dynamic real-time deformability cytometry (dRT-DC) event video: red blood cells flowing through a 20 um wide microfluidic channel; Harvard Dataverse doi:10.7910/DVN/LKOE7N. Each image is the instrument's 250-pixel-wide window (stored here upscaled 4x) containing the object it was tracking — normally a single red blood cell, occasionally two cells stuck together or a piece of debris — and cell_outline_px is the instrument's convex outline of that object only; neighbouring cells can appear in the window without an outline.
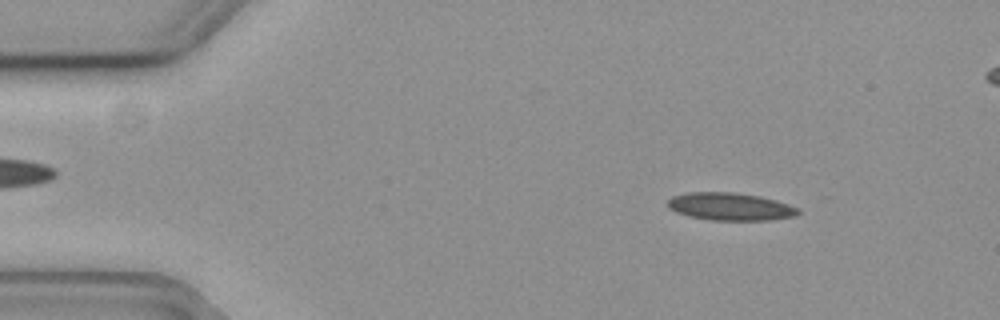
{"species": "common noctule bat (a hibernating species)", "species_latin": "Nyctalus noctula", "temperature_condition": "cold", "stored_images_in_passage": 50, "camera_frame_rate_fps": 3000, "um_per_image_px": 0.085, "animal": {"sex": "female", "body_mass_g": 19.3, "forearm_length_mm": 54.1}, "frame": {"image": 1, "passage_image": 3, "time_ms": 0.667, "image_size_px": [1000, 320], "cell_outline_px": [[800, 212], [792, 216], [768, 220], [712, 220], [688, 216], [676, 212], [668, 208], [668, 200], [672, 196], [688, 192], [736, 192], [760, 196], [776, 200], [788, 204], [796, 208]], "centroid_in_image_um": [62.02, 17.55], "position_along_channel_um": 23.0, "area_um2": 20.92}}
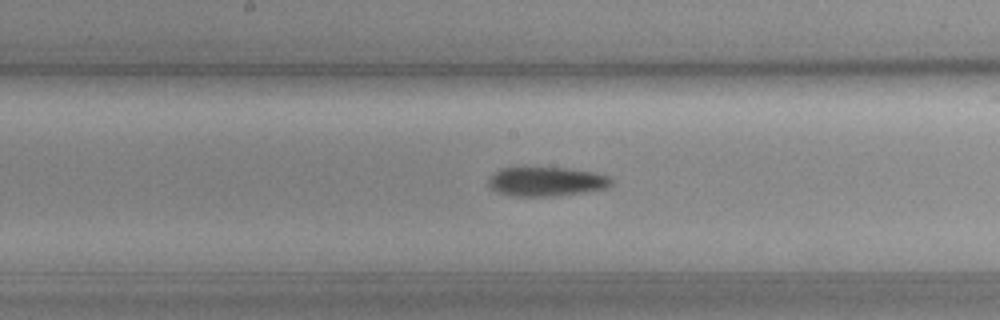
{"frame": {"image": 2, "passage_image": 24, "time_ms": 7.667, "image_size_px": [1000, 320], "cell_outline_px": [[612, 184], [604, 188], [580, 192], [548, 196], [512, 196], [500, 192], [492, 188], [488, 184], [488, 180], [500, 168], [568, 168], [592, 172], [608, 176], [612, 180]], "centroid_in_image_um": [46.43, 15.42], "position_along_channel_um": 201.8, "area_um2": 20.35}}
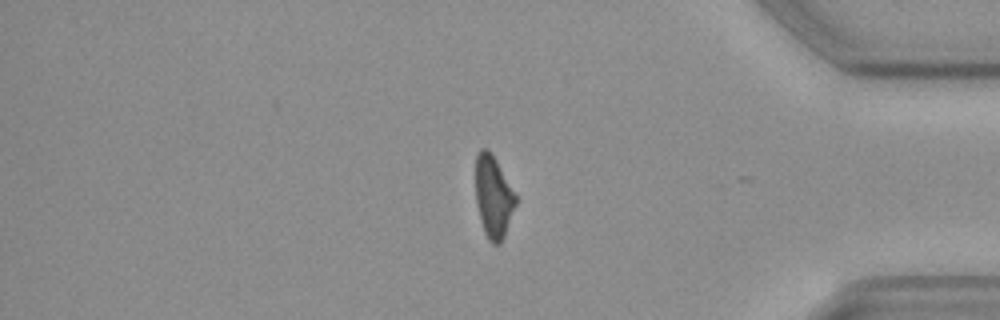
{"frame": {"image": 3, "passage_image": 42, "time_ms": 13.667, "image_size_px": [1000, 320], "cell_outline_px": [[516, 204], [504, 236], [500, 244], [492, 244], [488, 240], [484, 232], [480, 220], [476, 204], [476, 156], [480, 148], [488, 148], [496, 160], [516, 192]], "centroid_in_image_um": [41.94, 16.72], "position_along_channel_um": 393.3, "area_um2": 19.31}}